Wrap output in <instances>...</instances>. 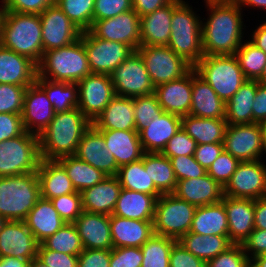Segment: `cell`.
I'll use <instances>...</instances> for the list:
<instances>
[{
    "label": "cell",
    "mask_w": 266,
    "mask_h": 267,
    "mask_svg": "<svg viewBox=\"0 0 266 267\" xmlns=\"http://www.w3.org/2000/svg\"><path fill=\"white\" fill-rule=\"evenodd\" d=\"M78 109L93 122L116 96L110 75L91 73L77 82Z\"/></svg>",
    "instance_id": "14"
},
{
    "label": "cell",
    "mask_w": 266,
    "mask_h": 267,
    "mask_svg": "<svg viewBox=\"0 0 266 267\" xmlns=\"http://www.w3.org/2000/svg\"><path fill=\"white\" fill-rule=\"evenodd\" d=\"M173 194L196 207L222 201L224 188L207 173L204 176L177 181Z\"/></svg>",
    "instance_id": "24"
},
{
    "label": "cell",
    "mask_w": 266,
    "mask_h": 267,
    "mask_svg": "<svg viewBox=\"0 0 266 267\" xmlns=\"http://www.w3.org/2000/svg\"><path fill=\"white\" fill-rule=\"evenodd\" d=\"M250 267H266V255H259L250 260Z\"/></svg>",
    "instance_id": "70"
},
{
    "label": "cell",
    "mask_w": 266,
    "mask_h": 267,
    "mask_svg": "<svg viewBox=\"0 0 266 267\" xmlns=\"http://www.w3.org/2000/svg\"><path fill=\"white\" fill-rule=\"evenodd\" d=\"M178 242L197 258L207 262L218 254L225 252L233 243L229 235H199L188 232Z\"/></svg>",
    "instance_id": "39"
},
{
    "label": "cell",
    "mask_w": 266,
    "mask_h": 267,
    "mask_svg": "<svg viewBox=\"0 0 266 267\" xmlns=\"http://www.w3.org/2000/svg\"><path fill=\"white\" fill-rule=\"evenodd\" d=\"M116 96L135 98L155 93L145 63L137 51H133L111 74Z\"/></svg>",
    "instance_id": "11"
},
{
    "label": "cell",
    "mask_w": 266,
    "mask_h": 267,
    "mask_svg": "<svg viewBox=\"0 0 266 267\" xmlns=\"http://www.w3.org/2000/svg\"><path fill=\"white\" fill-rule=\"evenodd\" d=\"M55 113L45 91L36 82L27 87L21 114L25 131L39 136Z\"/></svg>",
    "instance_id": "19"
},
{
    "label": "cell",
    "mask_w": 266,
    "mask_h": 267,
    "mask_svg": "<svg viewBox=\"0 0 266 267\" xmlns=\"http://www.w3.org/2000/svg\"><path fill=\"white\" fill-rule=\"evenodd\" d=\"M170 267H206V262L194 256L177 241L170 252Z\"/></svg>",
    "instance_id": "60"
},
{
    "label": "cell",
    "mask_w": 266,
    "mask_h": 267,
    "mask_svg": "<svg viewBox=\"0 0 266 267\" xmlns=\"http://www.w3.org/2000/svg\"><path fill=\"white\" fill-rule=\"evenodd\" d=\"M37 257L49 267H77L78 255L46 249L42 244L38 246Z\"/></svg>",
    "instance_id": "57"
},
{
    "label": "cell",
    "mask_w": 266,
    "mask_h": 267,
    "mask_svg": "<svg viewBox=\"0 0 266 267\" xmlns=\"http://www.w3.org/2000/svg\"><path fill=\"white\" fill-rule=\"evenodd\" d=\"M39 16L44 52L70 45L80 38L82 31L56 3L44 9Z\"/></svg>",
    "instance_id": "17"
},
{
    "label": "cell",
    "mask_w": 266,
    "mask_h": 267,
    "mask_svg": "<svg viewBox=\"0 0 266 267\" xmlns=\"http://www.w3.org/2000/svg\"><path fill=\"white\" fill-rule=\"evenodd\" d=\"M73 224L84 249L108 250L113 248L110 215L83 211Z\"/></svg>",
    "instance_id": "23"
},
{
    "label": "cell",
    "mask_w": 266,
    "mask_h": 267,
    "mask_svg": "<svg viewBox=\"0 0 266 267\" xmlns=\"http://www.w3.org/2000/svg\"><path fill=\"white\" fill-rule=\"evenodd\" d=\"M155 95L163 111L180 117L190 115L192 69L179 79L156 86Z\"/></svg>",
    "instance_id": "21"
},
{
    "label": "cell",
    "mask_w": 266,
    "mask_h": 267,
    "mask_svg": "<svg viewBox=\"0 0 266 267\" xmlns=\"http://www.w3.org/2000/svg\"><path fill=\"white\" fill-rule=\"evenodd\" d=\"M39 198L36 172L0 177V215L7 221H24Z\"/></svg>",
    "instance_id": "6"
},
{
    "label": "cell",
    "mask_w": 266,
    "mask_h": 267,
    "mask_svg": "<svg viewBox=\"0 0 266 267\" xmlns=\"http://www.w3.org/2000/svg\"><path fill=\"white\" fill-rule=\"evenodd\" d=\"M41 161L38 136L25 131L0 142V177L37 172Z\"/></svg>",
    "instance_id": "8"
},
{
    "label": "cell",
    "mask_w": 266,
    "mask_h": 267,
    "mask_svg": "<svg viewBox=\"0 0 266 267\" xmlns=\"http://www.w3.org/2000/svg\"><path fill=\"white\" fill-rule=\"evenodd\" d=\"M254 229L266 230V196L255 199Z\"/></svg>",
    "instance_id": "66"
},
{
    "label": "cell",
    "mask_w": 266,
    "mask_h": 267,
    "mask_svg": "<svg viewBox=\"0 0 266 267\" xmlns=\"http://www.w3.org/2000/svg\"><path fill=\"white\" fill-rule=\"evenodd\" d=\"M92 125L97 130H135L133 98L115 96Z\"/></svg>",
    "instance_id": "33"
},
{
    "label": "cell",
    "mask_w": 266,
    "mask_h": 267,
    "mask_svg": "<svg viewBox=\"0 0 266 267\" xmlns=\"http://www.w3.org/2000/svg\"><path fill=\"white\" fill-rule=\"evenodd\" d=\"M222 202L228 220L229 239L233 244H242L254 230L255 200L223 196Z\"/></svg>",
    "instance_id": "22"
},
{
    "label": "cell",
    "mask_w": 266,
    "mask_h": 267,
    "mask_svg": "<svg viewBox=\"0 0 266 267\" xmlns=\"http://www.w3.org/2000/svg\"><path fill=\"white\" fill-rule=\"evenodd\" d=\"M28 86L0 84V113L22 114Z\"/></svg>",
    "instance_id": "50"
},
{
    "label": "cell",
    "mask_w": 266,
    "mask_h": 267,
    "mask_svg": "<svg viewBox=\"0 0 266 267\" xmlns=\"http://www.w3.org/2000/svg\"><path fill=\"white\" fill-rule=\"evenodd\" d=\"M89 31L100 39L124 43L133 51L140 46V16L133 9L113 18L96 20Z\"/></svg>",
    "instance_id": "16"
},
{
    "label": "cell",
    "mask_w": 266,
    "mask_h": 267,
    "mask_svg": "<svg viewBox=\"0 0 266 267\" xmlns=\"http://www.w3.org/2000/svg\"><path fill=\"white\" fill-rule=\"evenodd\" d=\"M132 9V0H95L93 22L113 18Z\"/></svg>",
    "instance_id": "56"
},
{
    "label": "cell",
    "mask_w": 266,
    "mask_h": 267,
    "mask_svg": "<svg viewBox=\"0 0 266 267\" xmlns=\"http://www.w3.org/2000/svg\"><path fill=\"white\" fill-rule=\"evenodd\" d=\"M193 68L225 103L247 80L235 55H204Z\"/></svg>",
    "instance_id": "7"
},
{
    "label": "cell",
    "mask_w": 266,
    "mask_h": 267,
    "mask_svg": "<svg viewBox=\"0 0 266 267\" xmlns=\"http://www.w3.org/2000/svg\"><path fill=\"white\" fill-rule=\"evenodd\" d=\"M55 3L82 32L91 28L95 0H55Z\"/></svg>",
    "instance_id": "47"
},
{
    "label": "cell",
    "mask_w": 266,
    "mask_h": 267,
    "mask_svg": "<svg viewBox=\"0 0 266 267\" xmlns=\"http://www.w3.org/2000/svg\"><path fill=\"white\" fill-rule=\"evenodd\" d=\"M133 105L135 130L137 132L149 125L154 119L161 118L165 113L158 103L155 93L133 98Z\"/></svg>",
    "instance_id": "48"
},
{
    "label": "cell",
    "mask_w": 266,
    "mask_h": 267,
    "mask_svg": "<svg viewBox=\"0 0 266 267\" xmlns=\"http://www.w3.org/2000/svg\"><path fill=\"white\" fill-rule=\"evenodd\" d=\"M201 31L202 21L192 7L183 0H173L171 34L167 46L193 67L204 56Z\"/></svg>",
    "instance_id": "5"
},
{
    "label": "cell",
    "mask_w": 266,
    "mask_h": 267,
    "mask_svg": "<svg viewBox=\"0 0 266 267\" xmlns=\"http://www.w3.org/2000/svg\"><path fill=\"white\" fill-rule=\"evenodd\" d=\"M143 255L140 247H118L111 249L110 267H141Z\"/></svg>",
    "instance_id": "55"
},
{
    "label": "cell",
    "mask_w": 266,
    "mask_h": 267,
    "mask_svg": "<svg viewBox=\"0 0 266 267\" xmlns=\"http://www.w3.org/2000/svg\"><path fill=\"white\" fill-rule=\"evenodd\" d=\"M82 41L92 73L110 75L133 52L128 45L100 39L89 30L82 32Z\"/></svg>",
    "instance_id": "12"
},
{
    "label": "cell",
    "mask_w": 266,
    "mask_h": 267,
    "mask_svg": "<svg viewBox=\"0 0 266 267\" xmlns=\"http://www.w3.org/2000/svg\"><path fill=\"white\" fill-rule=\"evenodd\" d=\"M206 267H250V259L241 244H233L225 252L208 260Z\"/></svg>",
    "instance_id": "52"
},
{
    "label": "cell",
    "mask_w": 266,
    "mask_h": 267,
    "mask_svg": "<svg viewBox=\"0 0 266 267\" xmlns=\"http://www.w3.org/2000/svg\"><path fill=\"white\" fill-rule=\"evenodd\" d=\"M259 83L266 84V66L264 68L261 78L258 80Z\"/></svg>",
    "instance_id": "74"
},
{
    "label": "cell",
    "mask_w": 266,
    "mask_h": 267,
    "mask_svg": "<svg viewBox=\"0 0 266 267\" xmlns=\"http://www.w3.org/2000/svg\"><path fill=\"white\" fill-rule=\"evenodd\" d=\"M111 249H83L77 267H110Z\"/></svg>",
    "instance_id": "61"
},
{
    "label": "cell",
    "mask_w": 266,
    "mask_h": 267,
    "mask_svg": "<svg viewBox=\"0 0 266 267\" xmlns=\"http://www.w3.org/2000/svg\"><path fill=\"white\" fill-rule=\"evenodd\" d=\"M196 208L174 194L161 195L155 204L154 233L178 241L190 231Z\"/></svg>",
    "instance_id": "9"
},
{
    "label": "cell",
    "mask_w": 266,
    "mask_h": 267,
    "mask_svg": "<svg viewBox=\"0 0 266 267\" xmlns=\"http://www.w3.org/2000/svg\"><path fill=\"white\" fill-rule=\"evenodd\" d=\"M172 0H132L133 10L140 16L168 5Z\"/></svg>",
    "instance_id": "65"
},
{
    "label": "cell",
    "mask_w": 266,
    "mask_h": 267,
    "mask_svg": "<svg viewBox=\"0 0 266 267\" xmlns=\"http://www.w3.org/2000/svg\"><path fill=\"white\" fill-rule=\"evenodd\" d=\"M136 51L141 55L155 87L179 79L193 68L169 46L140 45Z\"/></svg>",
    "instance_id": "10"
},
{
    "label": "cell",
    "mask_w": 266,
    "mask_h": 267,
    "mask_svg": "<svg viewBox=\"0 0 266 267\" xmlns=\"http://www.w3.org/2000/svg\"><path fill=\"white\" fill-rule=\"evenodd\" d=\"M190 115L206 119L226 118V103L192 68V100Z\"/></svg>",
    "instance_id": "26"
},
{
    "label": "cell",
    "mask_w": 266,
    "mask_h": 267,
    "mask_svg": "<svg viewBox=\"0 0 266 267\" xmlns=\"http://www.w3.org/2000/svg\"><path fill=\"white\" fill-rule=\"evenodd\" d=\"M6 222L7 220L3 216L0 215V232Z\"/></svg>",
    "instance_id": "75"
},
{
    "label": "cell",
    "mask_w": 266,
    "mask_h": 267,
    "mask_svg": "<svg viewBox=\"0 0 266 267\" xmlns=\"http://www.w3.org/2000/svg\"><path fill=\"white\" fill-rule=\"evenodd\" d=\"M117 177L124 189L150 194L156 199L162 195L144 168V154L141 159L120 166Z\"/></svg>",
    "instance_id": "41"
},
{
    "label": "cell",
    "mask_w": 266,
    "mask_h": 267,
    "mask_svg": "<svg viewBox=\"0 0 266 267\" xmlns=\"http://www.w3.org/2000/svg\"><path fill=\"white\" fill-rule=\"evenodd\" d=\"M244 252L248 258L263 255L266 253V230L254 229L250 235L242 242ZM251 254V255H250Z\"/></svg>",
    "instance_id": "62"
},
{
    "label": "cell",
    "mask_w": 266,
    "mask_h": 267,
    "mask_svg": "<svg viewBox=\"0 0 266 267\" xmlns=\"http://www.w3.org/2000/svg\"><path fill=\"white\" fill-rule=\"evenodd\" d=\"M181 128V117L165 112L139 131L140 142L146 153H162L168 141Z\"/></svg>",
    "instance_id": "29"
},
{
    "label": "cell",
    "mask_w": 266,
    "mask_h": 267,
    "mask_svg": "<svg viewBox=\"0 0 266 267\" xmlns=\"http://www.w3.org/2000/svg\"><path fill=\"white\" fill-rule=\"evenodd\" d=\"M227 126L226 119H206L192 115L181 117V128L197 145L223 143Z\"/></svg>",
    "instance_id": "36"
},
{
    "label": "cell",
    "mask_w": 266,
    "mask_h": 267,
    "mask_svg": "<svg viewBox=\"0 0 266 267\" xmlns=\"http://www.w3.org/2000/svg\"><path fill=\"white\" fill-rule=\"evenodd\" d=\"M41 244L46 249L68 255H79L84 249L81 238L73 223H65Z\"/></svg>",
    "instance_id": "45"
},
{
    "label": "cell",
    "mask_w": 266,
    "mask_h": 267,
    "mask_svg": "<svg viewBox=\"0 0 266 267\" xmlns=\"http://www.w3.org/2000/svg\"><path fill=\"white\" fill-rule=\"evenodd\" d=\"M75 156L101 170L106 176L118 174L119 166L114 156L107 149L103 135L93 125L81 138Z\"/></svg>",
    "instance_id": "20"
},
{
    "label": "cell",
    "mask_w": 266,
    "mask_h": 267,
    "mask_svg": "<svg viewBox=\"0 0 266 267\" xmlns=\"http://www.w3.org/2000/svg\"><path fill=\"white\" fill-rule=\"evenodd\" d=\"M205 3L210 13L207 22L202 21L204 55H235L243 42L242 8L237 1Z\"/></svg>",
    "instance_id": "1"
},
{
    "label": "cell",
    "mask_w": 266,
    "mask_h": 267,
    "mask_svg": "<svg viewBox=\"0 0 266 267\" xmlns=\"http://www.w3.org/2000/svg\"><path fill=\"white\" fill-rule=\"evenodd\" d=\"M30 261L14 257L0 258V267H29Z\"/></svg>",
    "instance_id": "68"
},
{
    "label": "cell",
    "mask_w": 266,
    "mask_h": 267,
    "mask_svg": "<svg viewBox=\"0 0 266 267\" xmlns=\"http://www.w3.org/2000/svg\"><path fill=\"white\" fill-rule=\"evenodd\" d=\"M252 109L253 123L266 125V84L257 81V91Z\"/></svg>",
    "instance_id": "64"
},
{
    "label": "cell",
    "mask_w": 266,
    "mask_h": 267,
    "mask_svg": "<svg viewBox=\"0 0 266 267\" xmlns=\"http://www.w3.org/2000/svg\"><path fill=\"white\" fill-rule=\"evenodd\" d=\"M57 161L64 167L77 192L93 187L107 177L101 170L78 159L75 155L64 156Z\"/></svg>",
    "instance_id": "42"
},
{
    "label": "cell",
    "mask_w": 266,
    "mask_h": 267,
    "mask_svg": "<svg viewBox=\"0 0 266 267\" xmlns=\"http://www.w3.org/2000/svg\"><path fill=\"white\" fill-rule=\"evenodd\" d=\"M113 248L141 247L153 234V221L132 220L110 215Z\"/></svg>",
    "instance_id": "30"
},
{
    "label": "cell",
    "mask_w": 266,
    "mask_h": 267,
    "mask_svg": "<svg viewBox=\"0 0 266 267\" xmlns=\"http://www.w3.org/2000/svg\"><path fill=\"white\" fill-rule=\"evenodd\" d=\"M91 73L82 33L70 45L45 51L37 65V76L52 81L77 83Z\"/></svg>",
    "instance_id": "4"
},
{
    "label": "cell",
    "mask_w": 266,
    "mask_h": 267,
    "mask_svg": "<svg viewBox=\"0 0 266 267\" xmlns=\"http://www.w3.org/2000/svg\"><path fill=\"white\" fill-rule=\"evenodd\" d=\"M263 139V152L266 153V125H264Z\"/></svg>",
    "instance_id": "73"
},
{
    "label": "cell",
    "mask_w": 266,
    "mask_h": 267,
    "mask_svg": "<svg viewBox=\"0 0 266 267\" xmlns=\"http://www.w3.org/2000/svg\"><path fill=\"white\" fill-rule=\"evenodd\" d=\"M205 2L206 1H237V0H204Z\"/></svg>",
    "instance_id": "76"
},
{
    "label": "cell",
    "mask_w": 266,
    "mask_h": 267,
    "mask_svg": "<svg viewBox=\"0 0 266 267\" xmlns=\"http://www.w3.org/2000/svg\"><path fill=\"white\" fill-rule=\"evenodd\" d=\"M224 196L259 199L266 196V165L260 160L240 161L224 187Z\"/></svg>",
    "instance_id": "15"
},
{
    "label": "cell",
    "mask_w": 266,
    "mask_h": 267,
    "mask_svg": "<svg viewBox=\"0 0 266 267\" xmlns=\"http://www.w3.org/2000/svg\"><path fill=\"white\" fill-rule=\"evenodd\" d=\"M257 91V80H246L226 102L228 125L253 123V103Z\"/></svg>",
    "instance_id": "38"
},
{
    "label": "cell",
    "mask_w": 266,
    "mask_h": 267,
    "mask_svg": "<svg viewBox=\"0 0 266 267\" xmlns=\"http://www.w3.org/2000/svg\"><path fill=\"white\" fill-rule=\"evenodd\" d=\"M55 4V0H4L6 11L40 15L44 9Z\"/></svg>",
    "instance_id": "58"
},
{
    "label": "cell",
    "mask_w": 266,
    "mask_h": 267,
    "mask_svg": "<svg viewBox=\"0 0 266 267\" xmlns=\"http://www.w3.org/2000/svg\"><path fill=\"white\" fill-rule=\"evenodd\" d=\"M144 168L156 189L163 194H173L177 180L169 158L162 153H144Z\"/></svg>",
    "instance_id": "40"
},
{
    "label": "cell",
    "mask_w": 266,
    "mask_h": 267,
    "mask_svg": "<svg viewBox=\"0 0 266 267\" xmlns=\"http://www.w3.org/2000/svg\"><path fill=\"white\" fill-rule=\"evenodd\" d=\"M50 201L65 223H74L83 212L80 192L58 196Z\"/></svg>",
    "instance_id": "49"
},
{
    "label": "cell",
    "mask_w": 266,
    "mask_h": 267,
    "mask_svg": "<svg viewBox=\"0 0 266 267\" xmlns=\"http://www.w3.org/2000/svg\"><path fill=\"white\" fill-rule=\"evenodd\" d=\"M189 232L199 235H229L228 220L222 201L197 207Z\"/></svg>",
    "instance_id": "37"
},
{
    "label": "cell",
    "mask_w": 266,
    "mask_h": 267,
    "mask_svg": "<svg viewBox=\"0 0 266 267\" xmlns=\"http://www.w3.org/2000/svg\"><path fill=\"white\" fill-rule=\"evenodd\" d=\"M1 2H2V4H1L2 7L0 8V33H1L2 24H3V21H4V16H5V13H6L4 0H1Z\"/></svg>",
    "instance_id": "72"
},
{
    "label": "cell",
    "mask_w": 266,
    "mask_h": 267,
    "mask_svg": "<svg viewBox=\"0 0 266 267\" xmlns=\"http://www.w3.org/2000/svg\"><path fill=\"white\" fill-rule=\"evenodd\" d=\"M172 14L173 0L168 5L140 17V45L167 46Z\"/></svg>",
    "instance_id": "27"
},
{
    "label": "cell",
    "mask_w": 266,
    "mask_h": 267,
    "mask_svg": "<svg viewBox=\"0 0 266 267\" xmlns=\"http://www.w3.org/2000/svg\"><path fill=\"white\" fill-rule=\"evenodd\" d=\"M37 242L41 244L64 224L49 199L40 197L24 220Z\"/></svg>",
    "instance_id": "34"
},
{
    "label": "cell",
    "mask_w": 266,
    "mask_h": 267,
    "mask_svg": "<svg viewBox=\"0 0 266 267\" xmlns=\"http://www.w3.org/2000/svg\"><path fill=\"white\" fill-rule=\"evenodd\" d=\"M177 242L154 233L140 248L143 255L141 267H170V252Z\"/></svg>",
    "instance_id": "44"
},
{
    "label": "cell",
    "mask_w": 266,
    "mask_h": 267,
    "mask_svg": "<svg viewBox=\"0 0 266 267\" xmlns=\"http://www.w3.org/2000/svg\"><path fill=\"white\" fill-rule=\"evenodd\" d=\"M247 80H259L266 66V53L247 41L235 53Z\"/></svg>",
    "instance_id": "46"
},
{
    "label": "cell",
    "mask_w": 266,
    "mask_h": 267,
    "mask_svg": "<svg viewBox=\"0 0 266 267\" xmlns=\"http://www.w3.org/2000/svg\"><path fill=\"white\" fill-rule=\"evenodd\" d=\"M37 77V65L29 58L0 44V84L31 86Z\"/></svg>",
    "instance_id": "25"
},
{
    "label": "cell",
    "mask_w": 266,
    "mask_h": 267,
    "mask_svg": "<svg viewBox=\"0 0 266 267\" xmlns=\"http://www.w3.org/2000/svg\"><path fill=\"white\" fill-rule=\"evenodd\" d=\"M224 151V143L200 144L194 152L195 160L207 171Z\"/></svg>",
    "instance_id": "63"
},
{
    "label": "cell",
    "mask_w": 266,
    "mask_h": 267,
    "mask_svg": "<svg viewBox=\"0 0 266 267\" xmlns=\"http://www.w3.org/2000/svg\"><path fill=\"white\" fill-rule=\"evenodd\" d=\"M252 33V40L249 41L266 53V22L260 24Z\"/></svg>",
    "instance_id": "67"
},
{
    "label": "cell",
    "mask_w": 266,
    "mask_h": 267,
    "mask_svg": "<svg viewBox=\"0 0 266 267\" xmlns=\"http://www.w3.org/2000/svg\"><path fill=\"white\" fill-rule=\"evenodd\" d=\"M24 132L25 128L21 115L0 113V142L15 138Z\"/></svg>",
    "instance_id": "59"
},
{
    "label": "cell",
    "mask_w": 266,
    "mask_h": 267,
    "mask_svg": "<svg viewBox=\"0 0 266 267\" xmlns=\"http://www.w3.org/2000/svg\"><path fill=\"white\" fill-rule=\"evenodd\" d=\"M264 124L228 125L224 137V150L239 161L261 160Z\"/></svg>",
    "instance_id": "13"
},
{
    "label": "cell",
    "mask_w": 266,
    "mask_h": 267,
    "mask_svg": "<svg viewBox=\"0 0 266 267\" xmlns=\"http://www.w3.org/2000/svg\"><path fill=\"white\" fill-rule=\"evenodd\" d=\"M104 137L106 147L117 165L132 163L145 153L136 130H98Z\"/></svg>",
    "instance_id": "31"
},
{
    "label": "cell",
    "mask_w": 266,
    "mask_h": 267,
    "mask_svg": "<svg viewBox=\"0 0 266 267\" xmlns=\"http://www.w3.org/2000/svg\"><path fill=\"white\" fill-rule=\"evenodd\" d=\"M36 173L42 198L50 200L77 192L64 167L57 160L41 159Z\"/></svg>",
    "instance_id": "32"
},
{
    "label": "cell",
    "mask_w": 266,
    "mask_h": 267,
    "mask_svg": "<svg viewBox=\"0 0 266 267\" xmlns=\"http://www.w3.org/2000/svg\"><path fill=\"white\" fill-rule=\"evenodd\" d=\"M39 243L24 221H7L0 232V258L14 257L31 261Z\"/></svg>",
    "instance_id": "18"
},
{
    "label": "cell",
    "mask_w": 266,
    "mask_h": 267,
    "mask_svg": "<svg viewBox=\"0 0 266 267\" xmlns=\"http://www.w3.org/2000/svg\"><path fill=\"white\" fill-rule=\"evenodd\" d=\"M92 122L78 109L55 113L38 136L41 159L57 160L75 155L78 144Z\"/></svg>",
    "instance_id": "2"
},
{
    "label": "cell",
    "mask_w": 266,
    "mask_h": 267,
    "mask_svg": "<svg viewBox=\"0 0 266 267\" xmlns=\"http://www.w3.org/2000/svg\"><path fill=\"white\" fill-rule=\"evenodd\" d=\"M29 267H49L43 261H41L37 256L30 261Z\"/></svg>",
    "instance_id": "71"
},
{
    "label": "cell",
    "mask_w": 266,
    "mask_h": 267,
    "mask_svg": "<svg viewBox=\"0 0 266 267\" xmlns=\"http://www.w3.org/2000/svg\"><path fill=\"white\" fill-rule=\"evenodd\" d=\"M196 141L182 128L168 141L162 154L167 158L194 155Z\"/></svg>",
    "instance_id": "54"
},
{
    "label": "cell",
    "mask_w": 266,
    "mask_h": 267,
    "mask_svg": "<svg viewBox=\"0 0 266 267\" xmlns=\"http://www.w3.org/2000/svg\"><path fill=\"white\" fill-rule=\"evenodd\" d=\"M239 162L237 158L224 150L209 167L207 174L224 188L231 179Z\"/></svg>",
    "instance_id": "51"
},
{
    "label": "cell",
    "mask_w": 266,
    "mask_h": 267,
    "mask_svg": "<svg viewBox=\"0 0 266 267\" xmlns=\"http://www.w3.org/2000/svg\"><path fill=\"white\" fill-rule=\"evenodd\" d=\"M0 44L38 65L44 53L40 16L6 11Z\"/></svg>",
    "instance_id": "3"
},
{
    "label": "cell",
    "mask_w": 266,
    "mask_h": 267,
    "mask_svg": "<svg viewBox=\"0 0 266 267\" xmlns=\"http://www.w3.org/2000/svg\"><path fill=\"white\" fill-rule=\"evenodd\" d=\"M176 180L191 179L204 176L207 171L195 160L194 155L169 158Z\"/></svg>",
    "instance_id": "53"
},
{
    "label": "cell",
    "mask_w": 266,
    "mask_h": 267,
    "mask_svg": "<svg viewBox=\"0 0 266 267\" xmlns=\"http://www.w3.org/2000/svg\"><path fill=\"white\" fill-rule=\"evenodd\" d=\"M35 82L45 91L56 113L78 108L77 83L52 81L38 76Z\"/></svg>",
    "instance_id": "43"
},
{
    "label": "cell",
    "mask_w": 266,
    "mask_h": 267,
    "mask_svg": "<svg viewBox=\"0 0 266 267\" xmlns=\"http://www.w3.org/2000/svg\"><path fill=\"white\" fill-rule=\"evenodd\" d=\"M121 188L117 176H107L93 187L83 190L80 192L83 211L112 215Z\"/></svg>",
    "instance_id": "28"
},
{
    "label": "cell",
    "mask_w": 266,
    "mask_h": 267,
    "mask_svg": "<svg viewBox=\"0 0 266 267\" xmlns=\"http://www.w3.org/2000/svg\"><path fill=\"white\" fill-rule=\"evenodd\" d=\"M156 200L153 195L121 188L112 215L132 220L153 221Z\"/></svg>",
    "instance_id": "35"
},
{
    "label": "cell",
    "mask_w": 266,
    "mask_h": 267,
    "mask_svg": "<svg viewBox=\"0 0 266 267\" xmlns=\"http://www.w3.org/2000/svg\"><path fill=\"white\" fill-rule=\"evenodd\" d=\"M240 7L250 6L256 8L266 9V0H237Z\"/></svg>",
    "instance_id": "69"
}]
</instances>
